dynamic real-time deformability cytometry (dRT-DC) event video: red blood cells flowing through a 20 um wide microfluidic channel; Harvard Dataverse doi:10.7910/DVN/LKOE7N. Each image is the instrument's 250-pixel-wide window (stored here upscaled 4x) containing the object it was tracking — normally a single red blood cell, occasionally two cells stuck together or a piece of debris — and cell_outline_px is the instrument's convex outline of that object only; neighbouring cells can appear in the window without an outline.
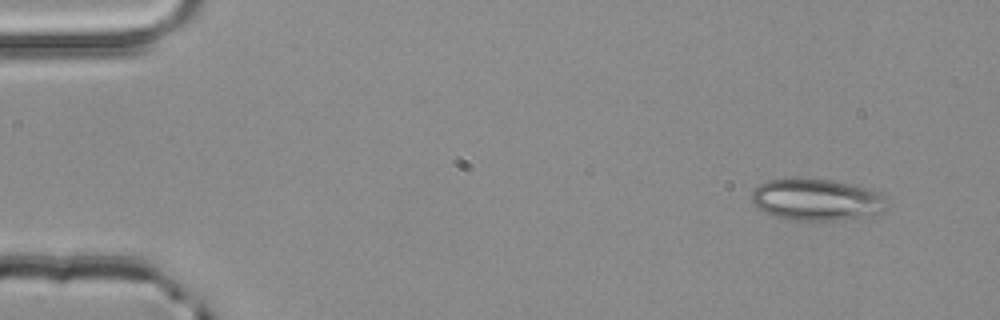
{"species": "common noctule bat (a hibernating species)", "species_latin": "Nyctalus noctula", "temperature_condition": "room temperature", "stored_images_in_passage": 3, "camera_frame_rate_fps": 3000, "um_per_image_px": 0.085, "animal": {"sex": "male", "body_mass_g": 20.4}, "frame": {"image": 1, "passage_image": 1, "time_ms": 0.0, "image_size_px": [1000, 320], "cell_outline_px": [[884, 212], [872, 216], [836, 220], [800, 220], [776, 216], [764, 212], [752, 204], [752, 188], [764, 180], [800, 176], [832, 180], [864, 188], [876, 192], [880, 196], [884, 208]], "centroid_in_image_um": [69.29, 16.94], "position_along_channel_um": 15.7, "area_um2": 33.0}}